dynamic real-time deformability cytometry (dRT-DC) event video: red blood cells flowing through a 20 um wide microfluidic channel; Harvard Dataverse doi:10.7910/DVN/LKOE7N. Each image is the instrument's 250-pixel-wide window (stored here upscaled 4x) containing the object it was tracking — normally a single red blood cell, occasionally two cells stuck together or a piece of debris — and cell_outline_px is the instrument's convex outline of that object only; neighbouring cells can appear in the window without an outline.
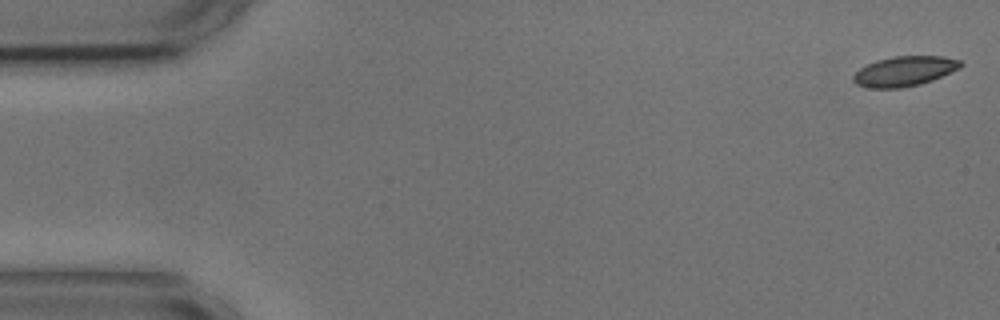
{"species": "common noctule bat (a hibernating species)", "species_latin": "Nyctalus noctula", "temperature_condition": "cold", "stored_images_in_passage": 55, "camera_frame_rate_fps": 3000, "um_per_image_px": 0.085, "animal": {"sex": "male", "body_mass_g": 17.9, "forearm_length_mm": 54.2}, "frame": {"image": 1, "passage_image": 1, "time_ms": 0.0, "image_size_px": [1000, 320], "cell_outline_px": [[964, 64], [960, 68], [932, 80], [920, 84], [900, 88], [872, 88], [856, 84], [852, 80], [852, 76], [860, 68], [876, 60], [892, 56], [944, 56], [964, 60]], "centroid_in_image_um": [76.91, 6.04], "position_along_channel_um": 8.1, "area_um2": 18.84}}
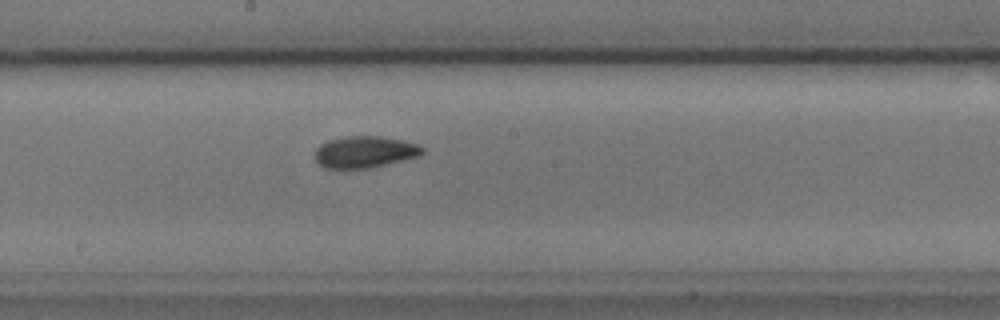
{"frame": {"image": 2, "passage_image": 29, "time_ms": 9.333, "image_size_px": [1000, 320], "cell_outline_px": [[424, 152], [420, 156], [368, 168], [324, 168], [316, 160], [316, 148], [320, 144], [328, 140], [344, 136], [380, 136], [420, 144], [424, 148]], "centroid_in_image_um": [31.02, 12.9], "position_along_channel_um": 217.2, "area_um2": 19.77}}
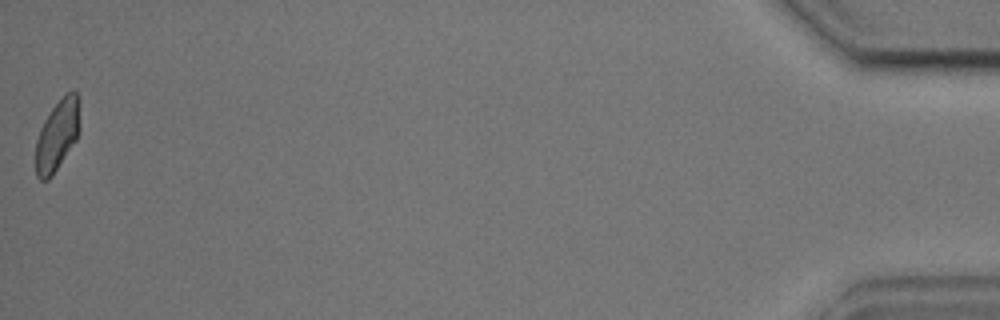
{"frame": {"image": 3, "passage_image": 55, "time_ms": 18.0, "image_size_px": [1000, 320], "cell_outline_px": [[80, 132], [76, 140], [52, 176], [48, 180], [40, 180], [36, 176], [36, 140], [40, 128], [44, 120], [52, 108], [64, 92], [72, 88], [80, 96]], "centroid_in_image_um": [4.91, 11.41], "position_along_channel_um": 430.3, "area_um2": 18.79}, "authors_computed_cell_mechanics": {"area_um2": 19.1318, "velocity_mm_per_s": 3.5818, "shape_relaxation_time_tau1_ms": 3.97, "shape_relaxation_time_tau2_ms": 3.1652, "deformation_change_tau1": 0.1036, "deformation_change_tau2": 0.0649}}